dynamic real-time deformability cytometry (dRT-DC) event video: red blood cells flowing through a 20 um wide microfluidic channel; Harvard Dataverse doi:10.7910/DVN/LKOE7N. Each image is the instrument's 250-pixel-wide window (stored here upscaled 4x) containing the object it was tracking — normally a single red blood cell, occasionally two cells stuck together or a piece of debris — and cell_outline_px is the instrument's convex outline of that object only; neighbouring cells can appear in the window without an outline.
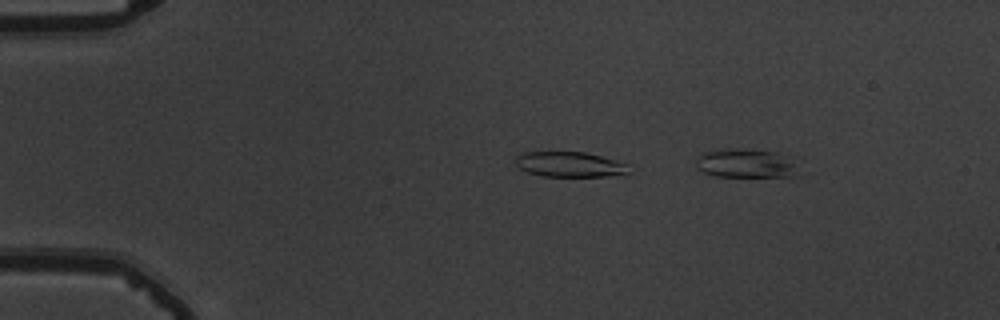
{"species": "common noctule bat (a hibernating species)", "species_latin": "Nyctalus noctula", "temperature_condition": "warm", "stored_images_in_passage": 3, "camera_frame_rate_fps": 3000, "um_per_image_px": 0.085, "animal": {"sex": "male", "body_mass_g": 19.5, "forearm_length_mm": 54.6}, "frame": {"image": 1, "passage_image": 2, "time_ms": 0.333, "image_size_px": [1000, 320], "cell_outline_px": [[628, 172], [624, 176], [540, 176], [528, 172], [520, 168], [516, 164], [516, 156], [524, 152], [584, 152], [600, 156], [628, 164]], "centroid_in_image_um": [48.44, 13.98], "position_along_channel_um": 36.6, "area_um2": 16.59}}